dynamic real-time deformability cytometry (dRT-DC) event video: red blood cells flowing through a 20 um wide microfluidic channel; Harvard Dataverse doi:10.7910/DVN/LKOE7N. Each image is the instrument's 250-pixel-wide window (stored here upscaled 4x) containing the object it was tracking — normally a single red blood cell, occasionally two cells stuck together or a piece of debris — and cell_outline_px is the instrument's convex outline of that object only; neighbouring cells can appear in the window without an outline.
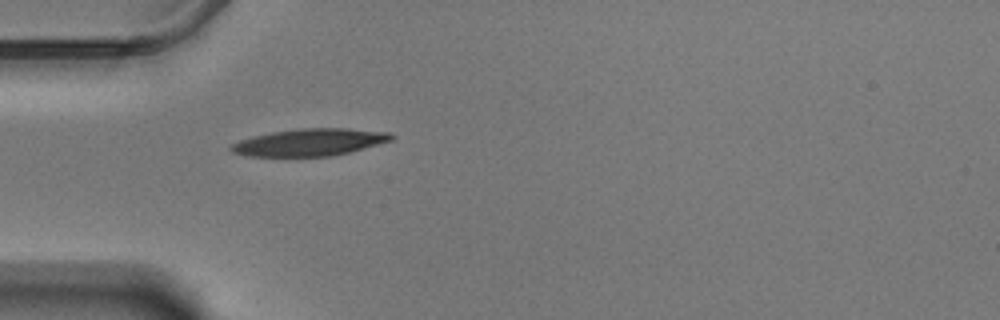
{"species": "Egyptian fruit bat (a non-hibernating species)", "species_latin": "Rousettus aegyptiacus", "temperature_condition": "warm", "stored_images_in_passage": 41, "camera_frame_rate_fps": 3000, "um_per_image_px": 0.085, "animal": {"sex": "male"}, "frame": {"image": 1, "passage_image": 1, "time_ms": 0.0, "image_size_px": [1000, 320], "cell_outline_px": [[396, 136], [392, 140], [348, 152], [332, 156], [248, 156], [232, 152], [228, 148], [232, 144], [240, 140], [252, 136], [272, 132], [296, 128], [348, 128], [392, 132]], "centroid_in_image_um": [26.34, 12.08], "position_along_channel_um": 58.7, "area_um2": 25.43}}
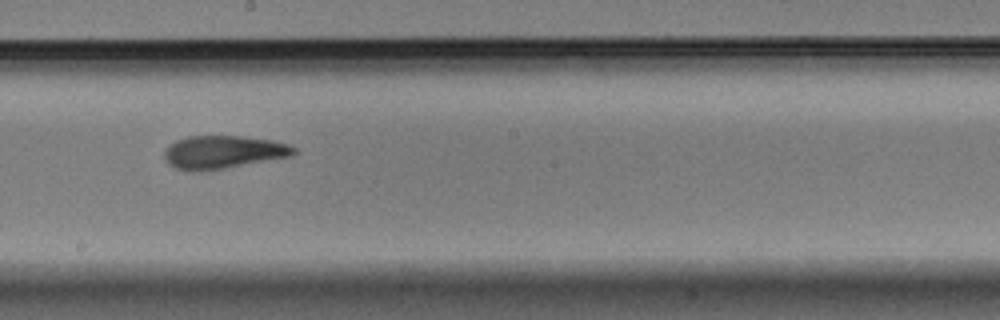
{"frame": {"image": 2, "passage_image": 16, "time_ms": 5.0, "image_size_px": [1000, 320], "cell_outline_px": [[296, 152], [292, 156], [224, 168], [200, 172], [188, 172], [176, 168], [168, 164], [164, 160], [164, 152], [176, 140], [188, 136], [244, 136], [272, 140], [288, 144], [296, 148]], "centroid_in_image_um": [18.96, 12.94], "position_along_channel_um": 229.2, "area_um2": 25.03}}
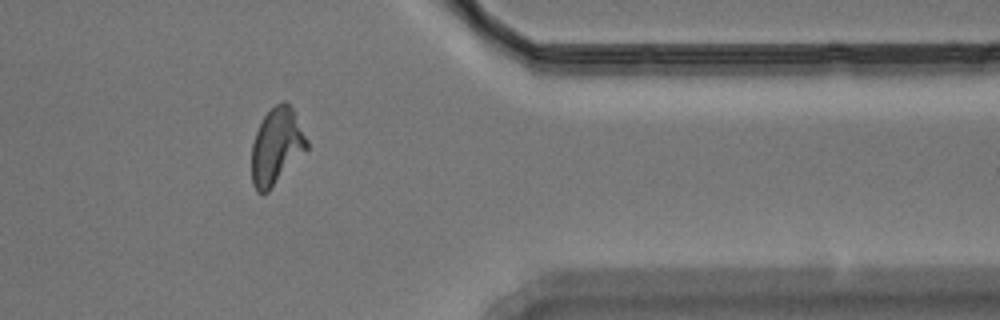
{"frame": {"image": 3, "passage_image": 31, "time_ms": 10.0, "image_size_px": [1000, 320], "cell_outline_px": [[308, 148], [268, 192], [256, 192], [252, 184], [252, 144], [256, 132], [264, 116], [276, 104], [284, 100], [292, 108], [308, 140]], "centroid_in_image_um": [23.5, 12.45], "position_along_channel_um": 387.9, "area_um2": 24.28}, "authors_computed_cell_mechanics": {"area_um2": 24.3338, "velocity_mm_per_s": 3.4769, "shape_relaxation_time_tau1_ms": 8.2201, "shape_relaxation_time_tau2_ms": 2.8782, "deformation_change_tau1": 0.2474, "deformation_change_tau2": 0.1103}}